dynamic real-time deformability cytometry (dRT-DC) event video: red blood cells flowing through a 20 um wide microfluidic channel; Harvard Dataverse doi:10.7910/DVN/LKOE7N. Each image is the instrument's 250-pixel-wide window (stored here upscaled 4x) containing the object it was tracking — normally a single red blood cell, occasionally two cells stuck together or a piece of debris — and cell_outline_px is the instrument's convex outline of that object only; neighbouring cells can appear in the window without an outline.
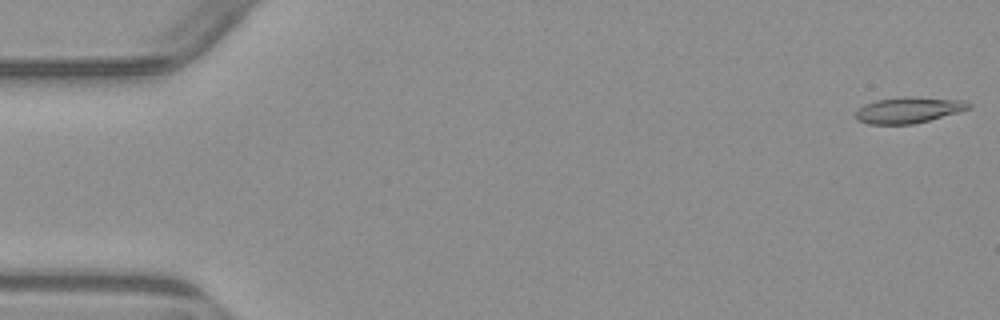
{"species": "common noctule bat (a hibernating species)", "species_latin": "Nyctalus noctula", "temperature_condition": "warm", "stored_images_in_passage": 4, "camera_frame_rate_fps": 3000, "um_per_image_px": 0.085, "animal": {"sex": "male", "body_mass_g": 23.1, "forearm_length_mm": 52.7}, "frame": {"image": 1, "passage_image": 1, "time_ms": 0.0, "image_size_px": [1000, 320], "cell_outline_px": [[972, 108], [960, 112], [912, 124], [868, 124], [856, 120], [856, 112], [864, 104], [876, 100], [904, 96], [912, 96], [968, 100], [972, 104]], "centroid_in_image_um": [77.29, 9.33], "position_along_channel_um": 7.7, "area_um2": 17.4}}
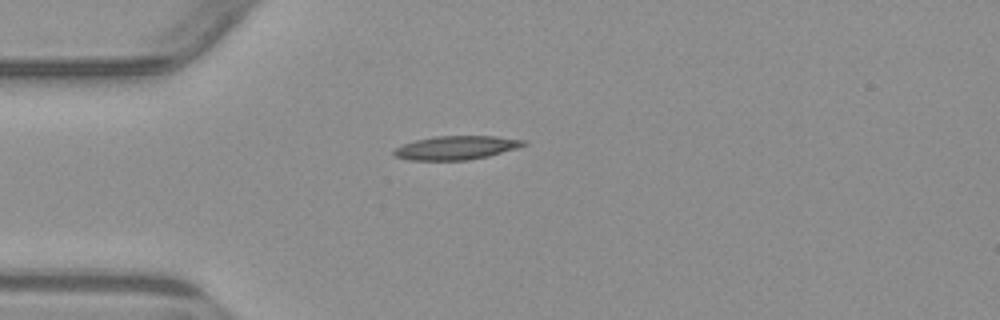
{"frame": {"image": 2, "passage_image": 4, "time_ms": 4.333, "image_size_px": [1000, 320], "cell_outline_px": [[528, 144], [516, 148], [488, 156], [468, 160], [408, 160], [392, 156], [392, 152], [396, 148], [404, 144], [416, 140], [436, 136], [496, 136], [528, 140]], "centroid_in_image_um": [38.78, 12.55], "position_along_channel_um": 46.2, "area_um2": 17.98}}